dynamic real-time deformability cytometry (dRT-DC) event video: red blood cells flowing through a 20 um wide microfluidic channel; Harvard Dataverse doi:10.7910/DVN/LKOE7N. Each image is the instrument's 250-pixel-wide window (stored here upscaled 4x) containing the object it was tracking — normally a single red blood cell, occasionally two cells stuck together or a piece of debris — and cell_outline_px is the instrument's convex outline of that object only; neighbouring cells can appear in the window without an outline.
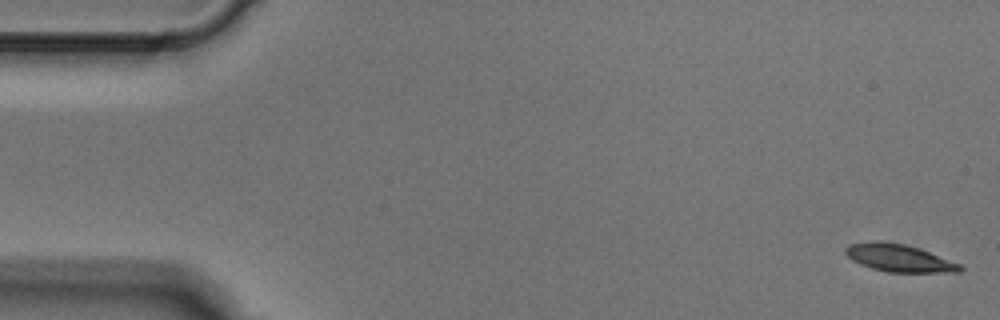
{"species": "Egyptian fruit bat (a non-hibernating species)", "species_latin": "Rousettus aegyptiacus", "temperature_condition": "cold", "stored_images_in_passage": 4, "camera_frame_rate_fps": 3000, "um_per_image_px": 0.085, "animal": {"sex": "male"}, "frame": {"image": 1, "passage_image": 1, "time_ms": 0.0, "image_size_px": [1000, 320], "cell_outline_px": [[964, 268], [960, 272], [888, 272], [872, 268], [860, 264], [852, 260], [844, 252], [844, 248], [848, 244], [872, 240], [880, 240], [904, 244], [920, 248], [960, 264]], "centroid_in_image_um": [76.38, 21.91], "position_along_channel_um": 8.6, "area_um2": 18.5}}
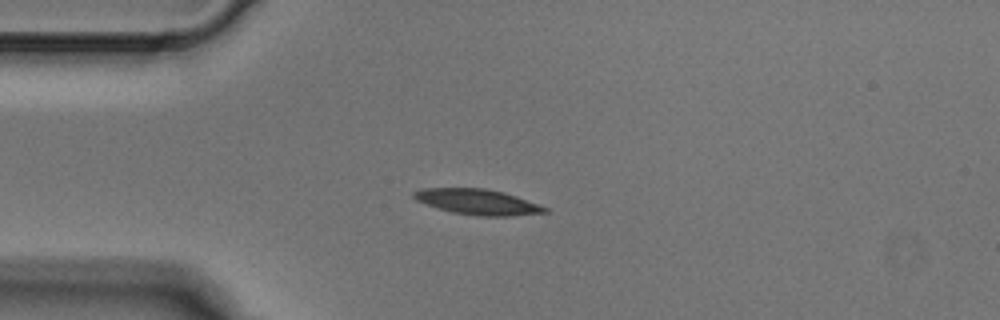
{"frame": {"image": 2, "passage_image": 4, "time_ms": 1.0, "image_size_px": [1000, 320], "cell_outline_px": [[548, 212], [512, 216], [476, 216], [452, 212], [436, 208], [416, 200], [412, 196], [412, 192], [420, 188], [484, 188], [504, 192], [516, 196], [548, 208]], "centroid_in_image_um": [40.56, 17.16], "position_along_channel_um": 44.4, "area_um2": 19.54}}